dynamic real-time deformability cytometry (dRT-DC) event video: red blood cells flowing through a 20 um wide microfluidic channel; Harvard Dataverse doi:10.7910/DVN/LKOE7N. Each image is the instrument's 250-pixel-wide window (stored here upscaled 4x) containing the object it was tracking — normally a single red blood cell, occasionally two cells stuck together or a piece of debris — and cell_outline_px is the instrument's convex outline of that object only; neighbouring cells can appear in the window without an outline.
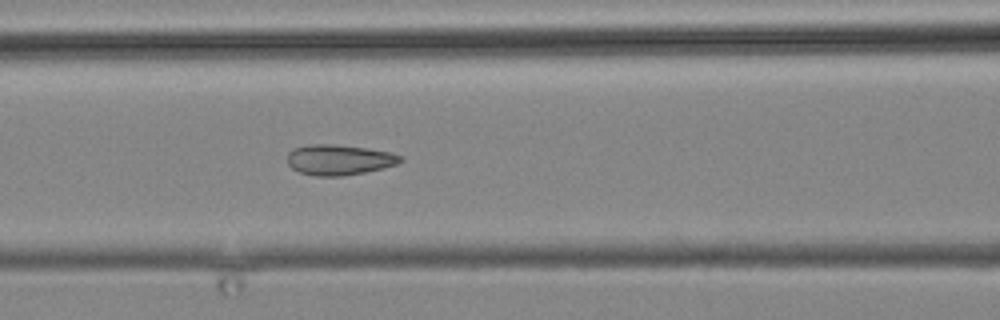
{"species": "common noctule bat (a hibernating species)", "species_latin": "Nyctalus noctula", "temperature_condition": "cold", "stored_images_in_passage": 13, "camera_frame_rate_fps": 3000, "um_per_image_px": 0.085, "animal": {"sex": "male", "body_mass_g": 19.2, "forearm_length_mm": 51.8}, "frame": {"image": 1, "passage_image": 13, "time_ms": 15.0, "image_size_px": [1000, 320], "cell_outline_px": [[404, 160], [396, 164], [384, 168], [364, 172], [340, 176], [316, 176], [300, 172], [292, 168], [288, 164], [288, 152], [292, 148], [308, 144], [332, 144], [364, 148], [392, 152], [404, 156]], "centroid_in_image_um": [28.83, 13.57], "position_along_channel_um": 137.8, "area_um2": 20.11}}